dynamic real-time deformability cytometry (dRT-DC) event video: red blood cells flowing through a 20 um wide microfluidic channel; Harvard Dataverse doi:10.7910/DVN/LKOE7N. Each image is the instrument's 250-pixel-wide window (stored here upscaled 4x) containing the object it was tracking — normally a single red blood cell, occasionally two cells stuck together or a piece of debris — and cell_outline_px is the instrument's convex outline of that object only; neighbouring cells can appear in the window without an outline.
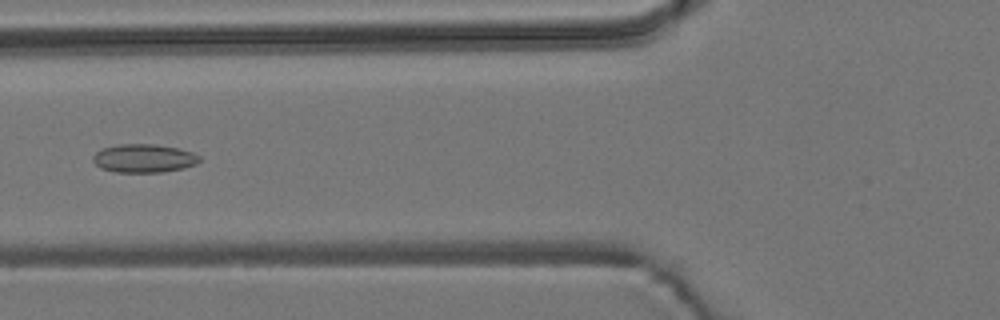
{"species": "common noctule bat (a hibernating species)", "species_latin": "Nyctalus noctula", "temperature_condition": "room temperature", "stored_images_in_passage": 5, "camera_frame_rate_fps": 3000, "um_per_image_px": 0.085, "animal": {"sex": "male", "body_mass_g": 19.2, "forearm_length_mm": 51.8}, "frame": {"image": 1, "passage_image": 5, "time_ms": 4.333, "image_size_px": [1000, 320], "cell_outline_px": [[200, 160], [196, 164], [184, 168], [164, 172], [116, 172], [100, 168], [92, 160], [92, 156], [96, 152], [104, 148], [120, 144], [156, 144], [176, 148], [192, 152], [200, 156]], "centroid_in_image_um": [12.23, 13.46], "position_along_channel_um": 113.6, "area_um2": 17.63}}